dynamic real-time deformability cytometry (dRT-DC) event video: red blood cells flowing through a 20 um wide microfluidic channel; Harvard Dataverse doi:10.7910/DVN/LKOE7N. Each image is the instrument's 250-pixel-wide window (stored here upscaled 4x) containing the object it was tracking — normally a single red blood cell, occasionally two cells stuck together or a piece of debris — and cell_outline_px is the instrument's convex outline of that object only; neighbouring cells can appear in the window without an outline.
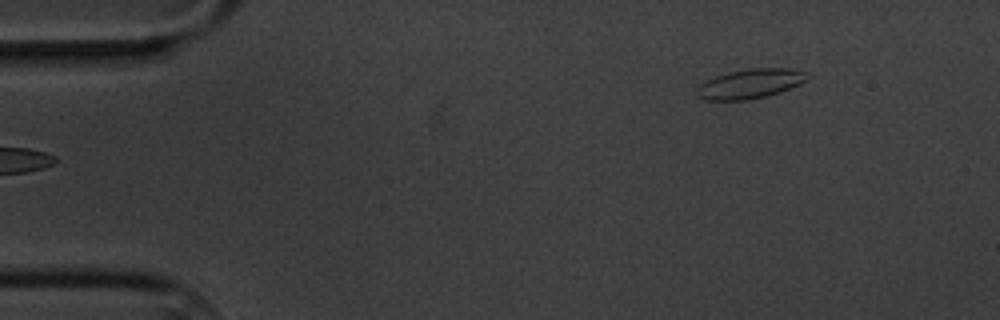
{"species": "common noctule bat (a hibernating species)", "species_latin": "Nyctalus noctula", "temperature_condition": "cold", "stored_images_in_passage": 4, "camera_frame_rate_fps": 3000, "um_per_image_px": 0.085, "animal": {"sex": "male", "body_mass_g": 20.1, "forearm_length_mm": 53.5}, "frame": {"image": 1, "passage_image": 1, "time_ms": 0.0, "image_size_px": [1000, 320], "cell_outline_px": [[804, 80], [800, 84], [780, 92], [768, 96], [748, 100], [704, 100], [696, 96], [696, 92], [700, 84], [716, 76], [728, 72], [748, 68], [788, 68], [804, 72]], "centroid_in_image_um": [63.7, 7.13], "position_along_channel_um": 21.3, "area_um2": 18.79}}
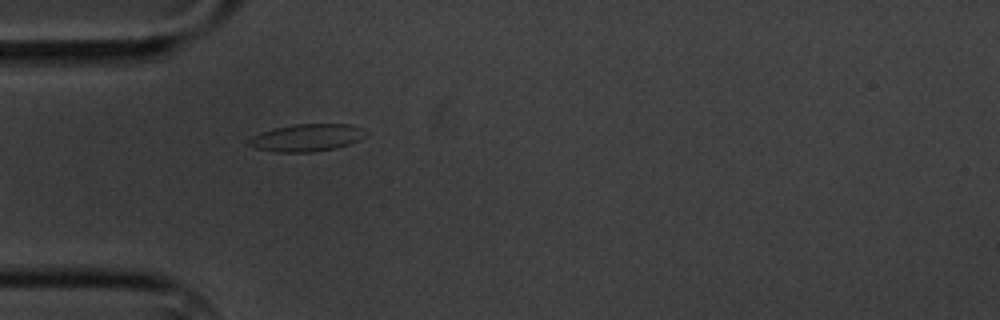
{"frame": {"image": 2, "passage_image": 4, "time_ms": 3.333, "image_size_px": [1000, 320], "cell_outline_px": [[368, 132], [360, 140], [336, 148], [312, 152], [276, 152], [256, 148], [248, 144], [248, 140], [252, 136], [260, 132], [272, 128], [296, 124], [352, 124]], "centroid_in_image_um": [26.07, 11.7], "position_along_channel_um": 58.9, "area_um2": 18.67}}